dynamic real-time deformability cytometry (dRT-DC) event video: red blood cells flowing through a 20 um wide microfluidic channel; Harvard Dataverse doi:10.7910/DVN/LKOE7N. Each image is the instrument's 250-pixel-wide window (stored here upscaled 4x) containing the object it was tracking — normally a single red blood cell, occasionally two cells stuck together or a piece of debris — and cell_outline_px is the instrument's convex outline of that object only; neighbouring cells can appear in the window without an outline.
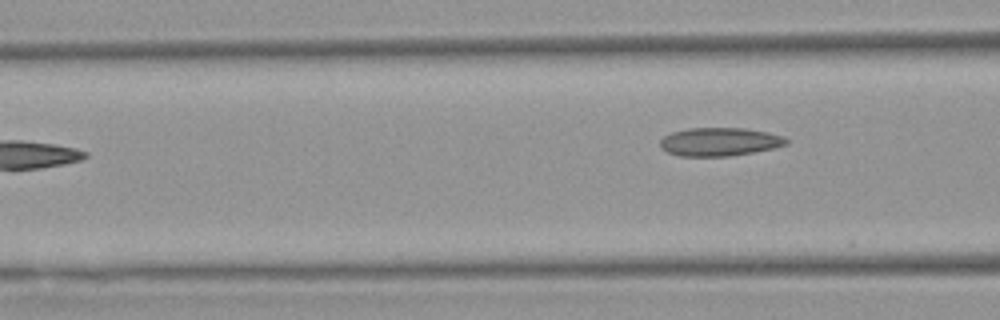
{"species": "Egyptian fruit bat (a non-hibernating species)", "species_latin": "Rousettus aegyptiacus", "temperature_condition": "warm", "stored_images_in_passage": 6, "camera_frame_rate_fps": 3000, "um_per_image_px": 0.085, "animal": {"sex": "female"}, "frame": {"image": 1, "passage_image": 6, "time_ms": 6.0, "image_size_px": [1000, 320], "cell_outline_px": [[788, 144], [776, 148], [728, 156], [680, 156], [668, 152], [660, 148], [660, 140], [664, 136], [672, 132], [688, 128], [744, 128], [768, 132], [784, 136], [788, 140]], "centroid_in_image_um": [61.18, 12.05], "position_along_channel_um": 105.4, "area_um2": 20.92}}